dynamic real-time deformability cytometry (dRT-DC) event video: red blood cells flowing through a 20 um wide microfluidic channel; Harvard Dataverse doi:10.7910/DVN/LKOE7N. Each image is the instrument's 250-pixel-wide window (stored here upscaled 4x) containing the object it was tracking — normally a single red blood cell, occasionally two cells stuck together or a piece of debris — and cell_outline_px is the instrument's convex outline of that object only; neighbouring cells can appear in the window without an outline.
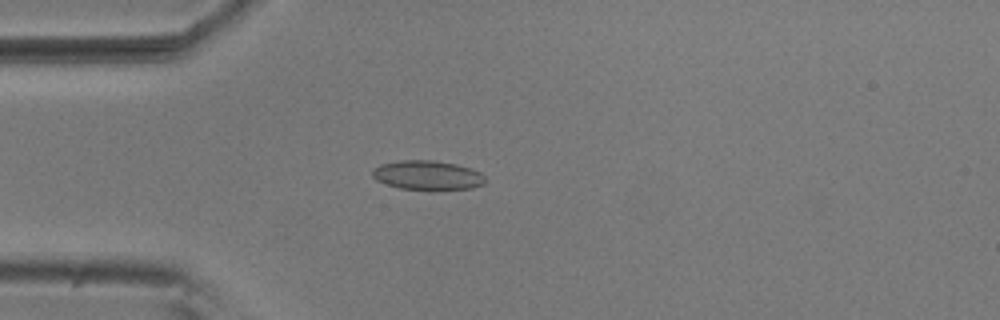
{"species": "common noctule bat (a hibernating species)", "species_latin": "Nyctalus noctula", "temperature_condition": "room temperature", "stored_images_in_passage": 3, "camera_frame_rate_fps": 3000, "um_per_image_px": 0.085, "animal": {"sex": "male", "body_mass_g": 20.5, "forearm_length_mm": 52.5}, "frame": {"image": 1, "passage_image": 3, "time_ms": 0.667, "image_size_px": [1000, 320], "cell_outline_px": [[488, 180], [484, 184], [472, 188], [400, 188], [376, 180], [372, 176], [372, 168], [380, 164], [400, 160], [436, 160], [456, 164], [472, 168], [480, 172]], "centroid_in_image_um": [36.35, 14.86], "position_along_channel_um": 48.7, "area_um2": 19.02}}